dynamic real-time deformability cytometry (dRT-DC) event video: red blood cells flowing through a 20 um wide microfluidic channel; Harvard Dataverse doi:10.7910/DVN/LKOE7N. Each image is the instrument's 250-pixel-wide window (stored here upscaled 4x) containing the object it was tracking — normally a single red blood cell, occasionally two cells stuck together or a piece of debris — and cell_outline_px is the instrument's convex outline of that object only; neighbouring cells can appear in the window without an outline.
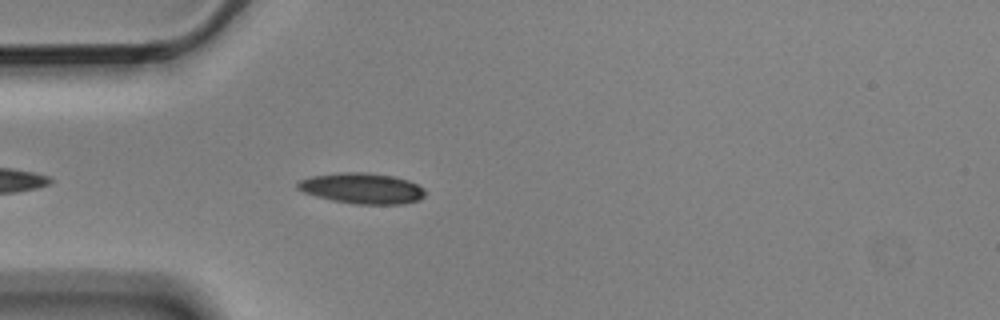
{"species": "Egyptian fruit bat (a non-hibernating species)", "species_latin": "Rousettus aegyptiacus", "temperature_condition": "cold", "stored_images_in_passage": 3, "camera_frame_rate_fps": 3000, "um_per_image_px": 0.085, "animal": {"sex": "male"}, "frame": {"image": 1, "passage_image": 3, "time_ms": 0.667, "image_size_px": [1000, 320], "cell_outline_px": [[424, 196], [420, 200], [404, 204], [356, 204], [332, 200], [316, 196], [304, 192], [296, 188], [296, 184], [300, 180], [312, 176], [340, 172], [368, 172], [392, 176], [408, 180], [424, 188]], "centroid_in_image_um": [30.78, 16.01], "position_along_channel_um": 54.2, "area_um2": 22.83}}